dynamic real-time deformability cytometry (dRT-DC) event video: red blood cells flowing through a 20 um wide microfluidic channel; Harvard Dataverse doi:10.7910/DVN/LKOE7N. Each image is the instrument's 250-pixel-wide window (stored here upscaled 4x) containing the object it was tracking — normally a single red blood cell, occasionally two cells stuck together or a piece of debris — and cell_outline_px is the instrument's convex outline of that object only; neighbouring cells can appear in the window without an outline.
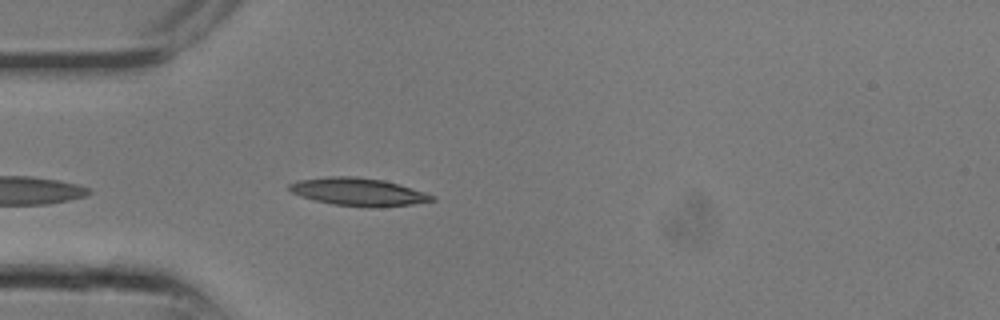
{"species": "common noctule bat (a hibernating species)", "species_latin": "Nyctalus noctula", "temperature_condition": "room temperature", "stored_images_in_passage": 3, "camera_frame_rate_fps": 3000, "um_per_image_px": 0.085, "animal": {"sex": "male", "body_mass_g": 13.3}, "frame": {"image": 1, "passage_image": 1, "time_ms": 0.0, "image_size_px": [1000, 320], "cell_outline_px": [[436, 200], [412, 204], [376, 208], [368, 208], [332, 204], [300, 196], [292, 192], [288, 188], [288, 184], [300, 180], [324, 176], [356, 176], [384, 180], [400, 184], [436, 196]], "centroid_in_image_um": [30.48, 16.31], "position_along_channel_um": 54.5, "area_um2": 23.35}}
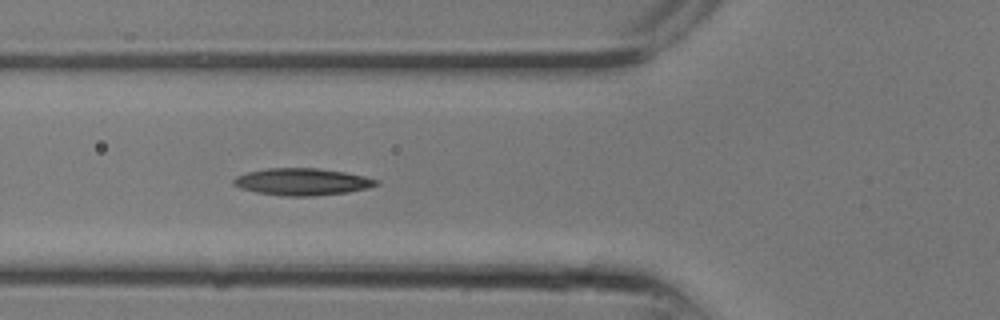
{"frame": {"image": 2, "passage_image": 3, "time_ms": 0.667, "image_size_px": [1000, 320], "cell_outline_px": [[380, 184], [368, 188], [348, 192], [312, 196], [284, 196], [256, 192], [240, 188], [232, 184], [232, 180], [236, 176], [248, 172], [268, 168], [316, 168], [344, 172], [364, 176], [380, 180]], "centroid_in_image_um": [25.69, 15.45], "position_along_channel_um": 100.1, "area_um2": 22.48}}